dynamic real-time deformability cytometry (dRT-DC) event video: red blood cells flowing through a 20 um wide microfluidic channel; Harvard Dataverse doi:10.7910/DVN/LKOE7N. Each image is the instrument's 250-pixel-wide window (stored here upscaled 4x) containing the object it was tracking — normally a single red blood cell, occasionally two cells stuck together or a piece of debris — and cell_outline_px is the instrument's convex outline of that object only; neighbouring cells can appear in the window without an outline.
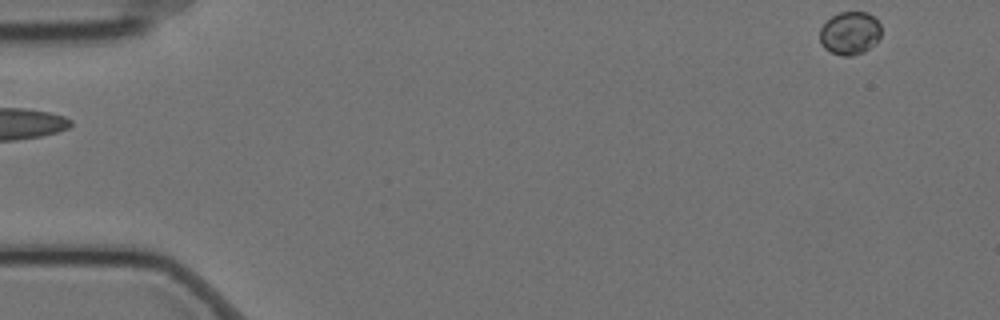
{"species": "Egyptian fruit bat (a non-hibernating species)", "species_latin": "Rousettus aegyptiacus", "temperature_condition": "cold", "stored_images_in_passage": 5, "segment_of_instrument_passage": [2, 2], "camera_frame_rate_fps": 3000, "um_per_image_px": 0.085, "animal": {"sex": "female"}, "frame": {"image": 1, "passage_image": 5, "time_ms": 1.333, "image_size_px": [1000, 320], "cell_outline_px": [[880, 36], [876, 44], [864, 52], [852, 56], [844, 56], [832, 52], [824, 48], [820, 44], [820, 28], [832, 16], [840, 12], [868, 12], [880, 24]], "centroid_in_image_um": [72.25, 2.83], "position_along_channel_um": 12.8, "area_um2": 15.43}}